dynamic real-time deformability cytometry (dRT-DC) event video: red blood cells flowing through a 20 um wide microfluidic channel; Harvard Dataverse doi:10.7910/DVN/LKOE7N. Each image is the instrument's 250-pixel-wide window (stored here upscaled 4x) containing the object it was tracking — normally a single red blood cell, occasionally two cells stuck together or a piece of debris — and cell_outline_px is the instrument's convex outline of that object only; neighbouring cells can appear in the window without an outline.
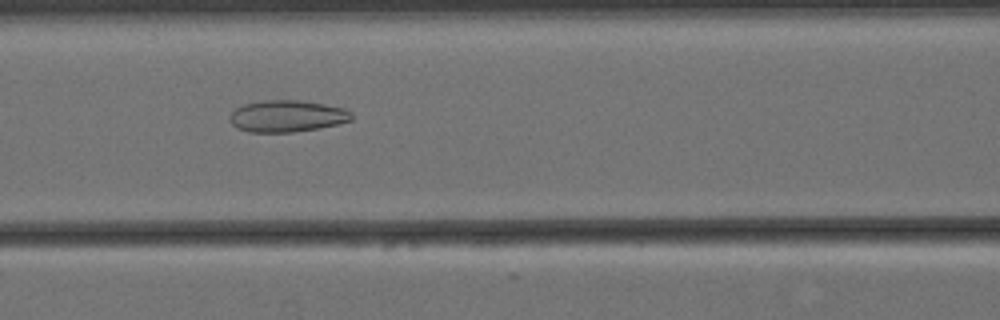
{"species": "Egyptian fruit bat (a non-hibernating species)", "species_latin": "Rousettus aegyptiacus", "temperature_condition": "cold", "stored_images_in_passage": 11, "camera_frame_rate_fps": 3000, "um_per_image_px": 0.085, "animal": {"sex": "female"}, "frame": {"image": 1, "passage_image": 10, "time_ms": 3.0, "image_size_px": [1000, 320], "cell_outline_px": [[352, 120], [320, 128], [292, 132], [248, 132], [236, 128], [228, 120], [228, 116], [236, 108], [244, 104], [264, 100], [296, 100], [324, 104], [344, 108], [352, 112]], "centroid_in_image_um": [24.36, 9.87], "position_along_channel_um": 142.2, "area_um2": 22.6}}